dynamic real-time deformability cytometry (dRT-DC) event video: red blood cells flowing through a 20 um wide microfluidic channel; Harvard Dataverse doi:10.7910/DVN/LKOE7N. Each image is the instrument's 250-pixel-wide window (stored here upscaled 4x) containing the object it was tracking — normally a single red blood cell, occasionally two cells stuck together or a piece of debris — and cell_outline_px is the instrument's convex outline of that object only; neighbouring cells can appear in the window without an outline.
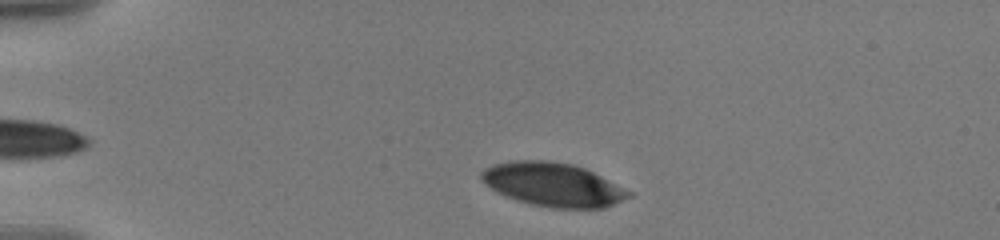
{"species": "human", "species_latin": "Homo sapiens", "temperature_condition": "warm", "stored_images_in_passage": 48, "camera_frame_rate_fps": 3000, "um_per_image_px": 0.085, "donor": {"sex": "male"}, "frame": {"image": 1, "passage_image": 4, "time_ms": 1.0, "image_size_px": [1000, 240], "cell_outline_px": [[632, 196], [604, 208], [552, 208], [532, 204], [516, 200], [484, 184], [480, 180], [480, 172], [484, 168], [492, 164], [512, 160], [548, 160], [572, 164], [584, 168], [632, 192]], "centroid_in_image_um": [46.97, 15.68], "position_along_channel_um": 38.0, "area_um2": 37.34}}
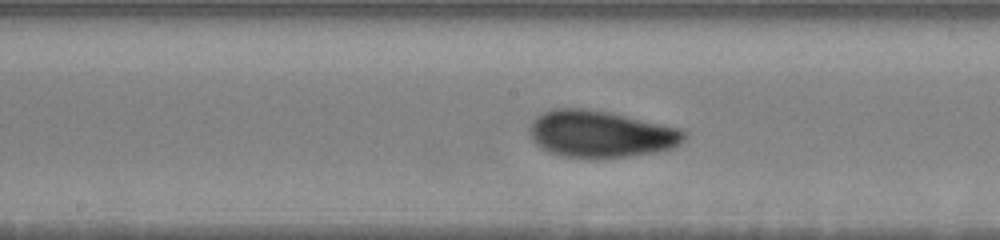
{"frame": {"image": 2, "passage_image": 22, "time_ms": 7.0, "image_size_px": [1000, 240], "cell_outline_px": [[684, 140], [680, 144], [672, 148], [656, 152], [628, 156], [596, 160], [560, 156], [548, 152], [540, 148], [532, 140], [528, 132], [528, 128], [532, 120], [536, 116], [552, 108], [580, 108], [608, 112], [680, 128], [684, 132]], "centroid_in_image_um": [50.99, 11.42], "position_along_channel_um": 197.2, "area_um2": 42.71}}
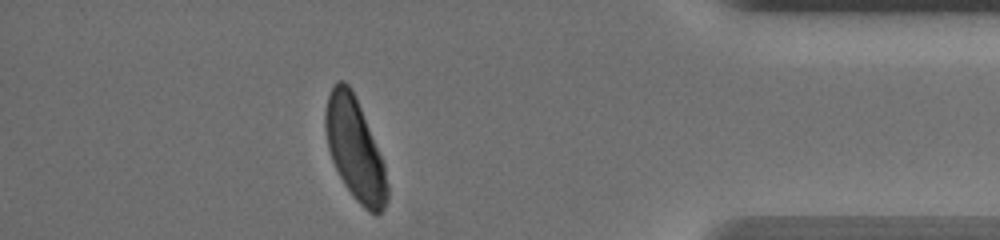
{"frame": {"image": 3, "passage_image": 42, "time_ms": 13.667, "image_size_px": [1000, 240], "cell_outline_px": [[388, 200], [384, 208], [376, 216], [368, 212], [352, 196], [344, 184], [332, 160], [328, 148], [324, 128], [324, 112], [328, 96], [332, 84], [336, 80], [344, 80], [348, 84], [360, 108], [384, 164], [388, 184]], "centroid_in_image_um": [30.15, 12.7], "position_along_channel_um": 405.1, "area_um2": 36.53}, "authors_computed_cell_mechanics": {"area_um2": 39.6797, "velocity_mm_per_s": 3.5672, "shape_relaxation_time_tau1_ms": 3.4072, "shape_relaxation_time_tau2_ms": 1.1696, "deformation_change_tau1": 0.1363, "deformation_change_tau2": 0.0602}}